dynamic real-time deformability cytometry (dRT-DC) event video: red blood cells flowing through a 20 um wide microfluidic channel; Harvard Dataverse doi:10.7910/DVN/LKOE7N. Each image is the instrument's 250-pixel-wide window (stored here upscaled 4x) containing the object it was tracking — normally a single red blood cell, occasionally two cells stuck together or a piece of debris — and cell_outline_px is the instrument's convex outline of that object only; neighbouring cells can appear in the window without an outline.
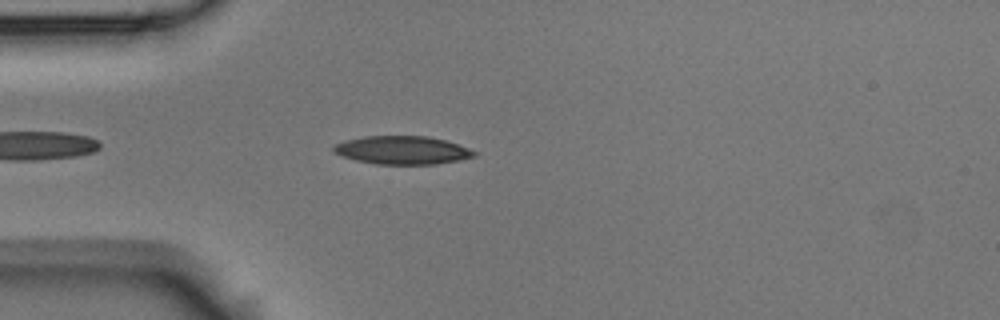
{"species": "Egyptian fruit bat (a non-hibernating species)", "species_latin": "Rousettus aegyptiacus", "temperature_condition": "room temperature", "stored_images_in_passage": 2, "camera_frame_rate_fps": 3000, "um_per_image_px": 0.085, "animal": {"sex": "male"}, "frame": {"image": 1, "passage_image": 2, "time_ms": 0.333, "image_size_px": [1000, 320], "cell_outline_px": [[476, 156], [460, 160], [436, 164], [376, 164], [356, 160], [332, 152], [332, 148], [336, 144], [344, 140], [364, 136], [428, 136], [444, 140], [468, 148], [476, 152]], "centroid_in_image_um": [34.18, 12.76], "position_along_channel_um": 50.8, "area_um2": 23.06}}